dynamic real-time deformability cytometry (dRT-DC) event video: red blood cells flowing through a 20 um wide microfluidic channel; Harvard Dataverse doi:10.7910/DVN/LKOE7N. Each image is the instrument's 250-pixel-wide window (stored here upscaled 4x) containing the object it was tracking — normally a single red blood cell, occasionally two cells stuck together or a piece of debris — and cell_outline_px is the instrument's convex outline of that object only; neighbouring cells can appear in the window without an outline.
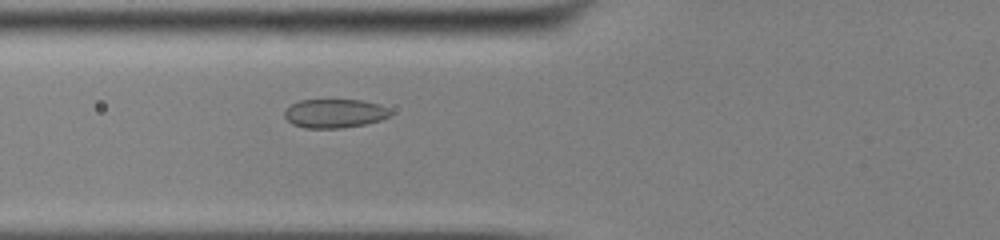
{"species": "common noctule bat (a hibernating species)", "species_latin": "Nyctalus noctula", "temperature_condition": "cold", "stored_images_in_passage": 43, "camera_frame_rate_fps": 3000, "um_per_image_px": 0.085, "animal": {"sex": "male", "body_mass_g": 13.0, "forearm_length_mm": 53.1}, "frame": {"image": 1, "passage_image": 11, "time_ms": 3.333, "image_size_px": [1000, 240], "cell_outline_px": [[392, 116], [380, 120], [364, 124], [340, 128], [304, 128], [292, 124], [284, 116], [284, 112], [292, 104], [300, 100], [360, 100], [380, 104], [388, 108], [392, 112]], "centroid_in_image_um": [28.47, 9.64], "position_along_channel_um": 97.3, "area_um2": 17.8}}
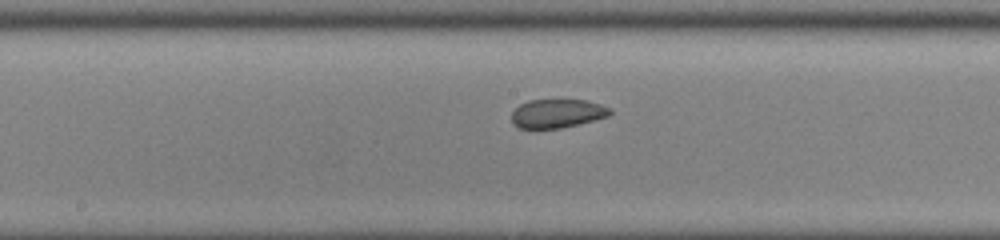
{"frame": {"image": 2, "passage_image": 19, "time_ms": 6.0, "image_size_px": [1000, 240], "cell_outline_px": [[612, 112], [608, 116], [560, 128], [536, 132], [520, 128], [512, 124], [512, 112], [520, 104], [528, 100], [584, 100], [600, 104], [612, 108]], "centroid_in_image_um": [47.29, 9.68], "position_along_channel_um": 200.9, "area_um2": 16.88}}
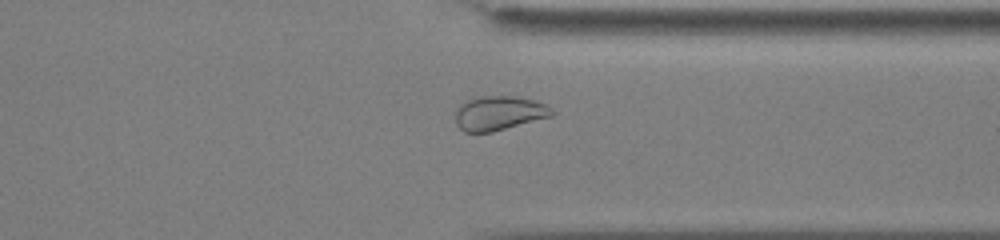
{"frame": {"image": 3, "passage_image": 32, "time_ms": 10.333, "image_size_px": [1000, 240], "cell_outline_px": [[556, 112], [552, 116], [492, 132], [464, 132], [456, 124], [456, 108], [464, 100], [480, 96], [512, 96], [532, 100], [544, 104], [552, 108]], "centroid_in_image_um": [42.39, 9.61], "position_along_channel_um": 369.0, "area_um2": 19.31}, "authors_computed_cell_mechanics": {"area_um2": 18.207, "velocity_mm_per_s": 3.8716, "shape_relaxation_time_tau1_ms": null, "shape_relaxation_time_tau2_ms": 2.0287, "deformation_change_tau1": null, "deformation_change_tau2": 0.0489}}